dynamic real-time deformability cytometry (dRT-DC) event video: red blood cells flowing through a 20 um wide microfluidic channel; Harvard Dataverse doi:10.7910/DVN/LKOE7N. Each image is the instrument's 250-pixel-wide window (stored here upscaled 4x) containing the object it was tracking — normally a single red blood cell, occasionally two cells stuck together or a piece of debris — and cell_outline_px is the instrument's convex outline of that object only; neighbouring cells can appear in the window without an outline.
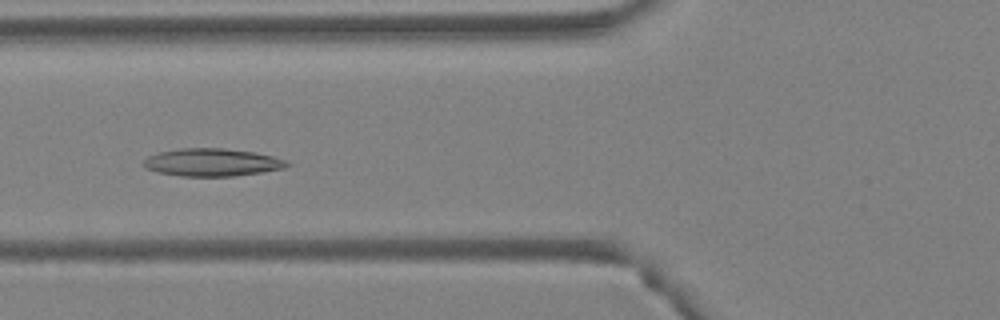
{"species": "Egyptian fruit bat (a non-hibernating species)", "species_latin": "Rousettus aegyptiacus", "temperature_condition": "warm", "stored_images_in_passage": 38, "camera_frame_rate_fps": 3000, "um_per_image_px": 0.085, "animal": {"sex": "female"}, "frame": {"image": 1, "passage_image": 8, "time_ms": 2.333, "image_size_px": [1000, 320], "cell_outline_px": [[292, 164], [284, 168], [260, 172], [232, 176], [180, 176], [156, 172], [144, 168], [144, 160], [148, 156], [160, 152], [180, 148], [224, 148], [252, 152], [272, 156], [288, 160]], "centroid_in_image_um": [18.02, 13.8], "position_along_channel_um": 107.8, "area_um2": 23.12}}
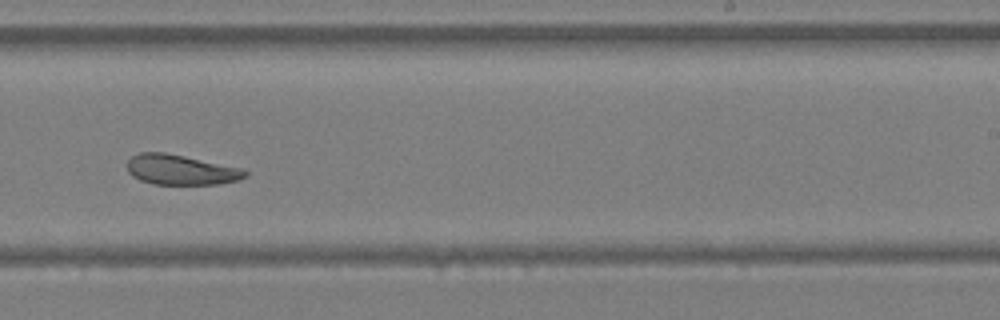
{"frame": {"image": 2, "passage_image": 20, "time_ms": 6.333, "image_size_px": [1000, 320], "cell_outline_px": [[248, 176], [240, 180], [220, 184], [152, 184], [140, 180], [132, 176], [128, 172], [128, 160], [132, 156], [140, 152], [164, 152], [244, 168], [248, 172]], "centroid_in_image_um": [15.41, 14.43], "position_along_channel_um": 273.6, "area_um2": 20.87}}
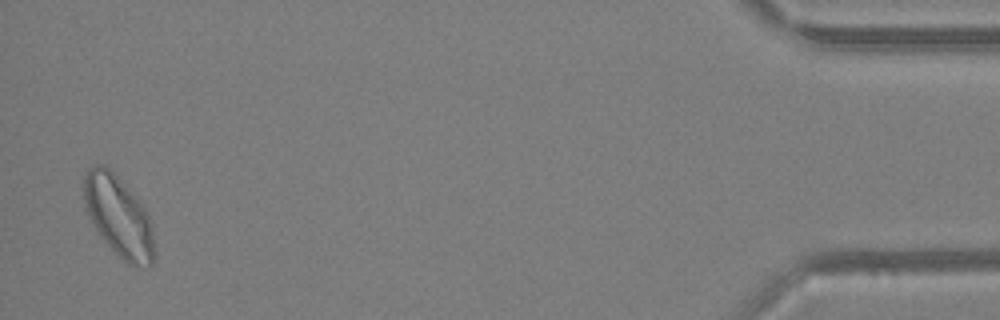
{"frame": {"image": 3, "passage_image": 37, "time_ms": 12.0, "image_size_px": [1000, 320], "cell_outline_px": [[156, 260], [152, 264], [132, 268], [104, 240], [96, 228], [84, 208], [84, 176], [88, 168], [92, 164], [104, 164], [140, 200], [148, 216], [152, 232], [156, 252]], "centroid_in_image_um": [10.09, 18.4], "position_along_channel_um": 425.1, "area_um2": 33.0}, "authors_computed_cell_mechanics": {"area_um2": 23.0044, "velocity_mm_per_s": 4.1606, "shape_relaxation_time_tau1_ms": null, "shape_relaxation_time_tau2_ms": 7.1861, "deformation_change_tau1": null, "deformation_change_tau2": 0.1761}}